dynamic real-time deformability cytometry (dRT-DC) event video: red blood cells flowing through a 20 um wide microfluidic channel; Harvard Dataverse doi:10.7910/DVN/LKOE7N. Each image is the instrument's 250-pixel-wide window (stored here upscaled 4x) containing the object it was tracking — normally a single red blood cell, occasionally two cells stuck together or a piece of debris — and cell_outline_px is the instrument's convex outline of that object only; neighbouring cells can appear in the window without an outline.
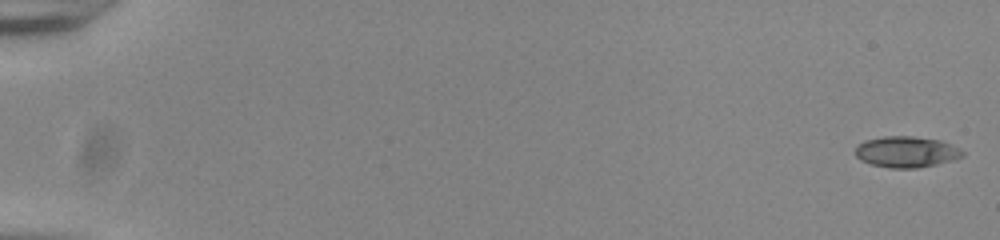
{"species": "common noctule bat (a hibernating species)", "species_latin": "Nyctalus noctula", "temperature_condition": "room temperature", "stored_images_in_passage": 9, "camera_frame_rate_fps": 3000, "um_per_image_px": 0.085, "animal": {"sex": "male", "body_mass_g": 20.0, "forearm_length_mm": 53.3}, "frame": {"image": 1, "passage_image": 1, "time_ms": 0.0, "image_size_px": [1000, 240], "cell_outline_px": [[964, 156], [936, 164], [916, 168], [888, 168], [872, 164], [860, 160], [856, 156], [856, 148], [864, 140], [884, 136], [912, 136], [940, 140], [960, 148], [964, 152]], "centroid_in_image_um": [77.04, 12.9], "position_along_channel_um": 8.0, "area_um2": 19.31}}